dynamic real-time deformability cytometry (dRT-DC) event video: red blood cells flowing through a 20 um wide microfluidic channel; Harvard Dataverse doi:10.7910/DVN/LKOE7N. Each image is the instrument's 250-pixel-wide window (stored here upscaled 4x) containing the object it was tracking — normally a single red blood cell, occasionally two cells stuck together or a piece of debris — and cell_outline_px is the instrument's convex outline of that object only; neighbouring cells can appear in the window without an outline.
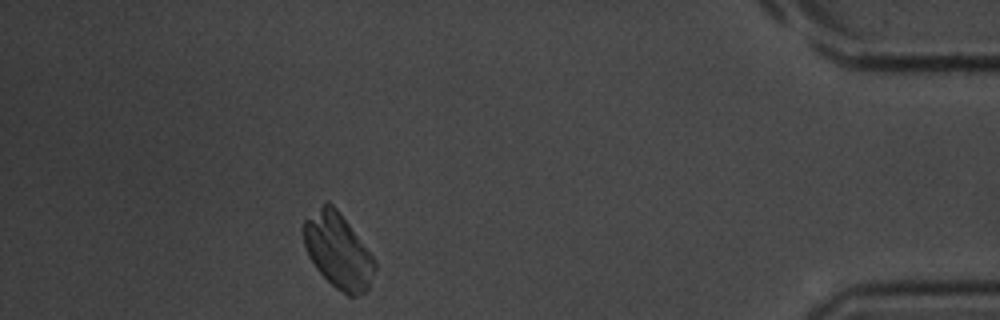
{"species": "common noctule bat (a hibernating species)", "species_latin": "Nyctalus noctula", "temperature_condition": "room temperature", "stored_images_in_passage": 34, "camera_frame_rate_fps": 3000, "um_per_image_px": 0.085, "animal": {"sex": "male", "body_mass_g": 20.1, "forearm_length_mm": 53.5}, "frame": {"image": 1, "passage_image": 30, "time_ms": 9.667, "image_size_px": [1000, 320], "cell_outline_px": [[376, 268], [368, 288], [364, 292], [356, 296], [348, 296], [336, 288], [316, 268], [308, 256], [304, 244], [304, 220], [328, 200], [336, 208], [376, 260]], "centroid_in_image_um": [28.74, 21.34], "position_along_channel_um": 406.5, "area_um2": 30.58}}